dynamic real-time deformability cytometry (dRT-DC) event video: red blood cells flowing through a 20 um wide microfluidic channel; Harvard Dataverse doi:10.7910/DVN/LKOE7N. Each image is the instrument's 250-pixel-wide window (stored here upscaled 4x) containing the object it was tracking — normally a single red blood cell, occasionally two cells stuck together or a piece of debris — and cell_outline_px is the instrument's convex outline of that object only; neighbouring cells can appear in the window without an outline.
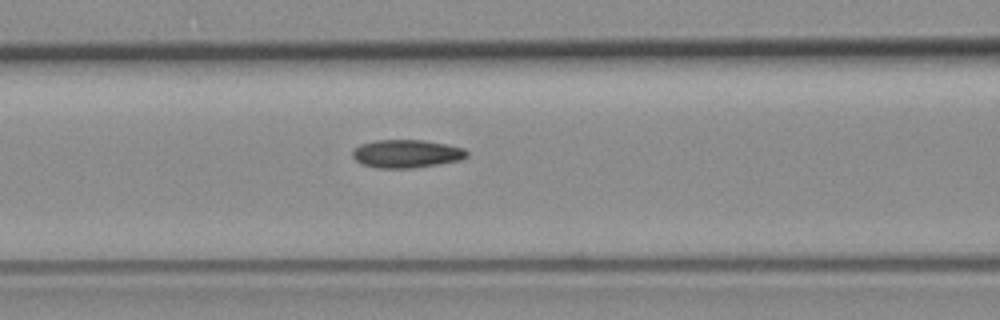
{"species": "common noctule bat (a hibernating species)", "species_latin": "Nyctalus noctula", "temperature_condition": "room temperature", "stored_images_in_passage": 4, "camera_frame_rate_fps": 3000, "um_per_image_px": 0.085, "animal": {"sex": "female", "body_mass_g": 19.3, "forearm_length_mm": 54.1}, "frame": {"image": 1, "passage_image": 4, "time_ms": 4.333, "image_size_px": [1000, 320], "cell_outline_px": [[468, 156], [460, 160], [412, 168], [376, 168], [364, 164], [356, 160], [352, 156], [352, 152], [360, 144], [376, 140], [424, 140], [448, 144], [464, 148], [468, 152]], "centroid_in_image_um": [34.57, 13.06], "position_along_channel_um": 132.0, "area_um2": 18.67}}